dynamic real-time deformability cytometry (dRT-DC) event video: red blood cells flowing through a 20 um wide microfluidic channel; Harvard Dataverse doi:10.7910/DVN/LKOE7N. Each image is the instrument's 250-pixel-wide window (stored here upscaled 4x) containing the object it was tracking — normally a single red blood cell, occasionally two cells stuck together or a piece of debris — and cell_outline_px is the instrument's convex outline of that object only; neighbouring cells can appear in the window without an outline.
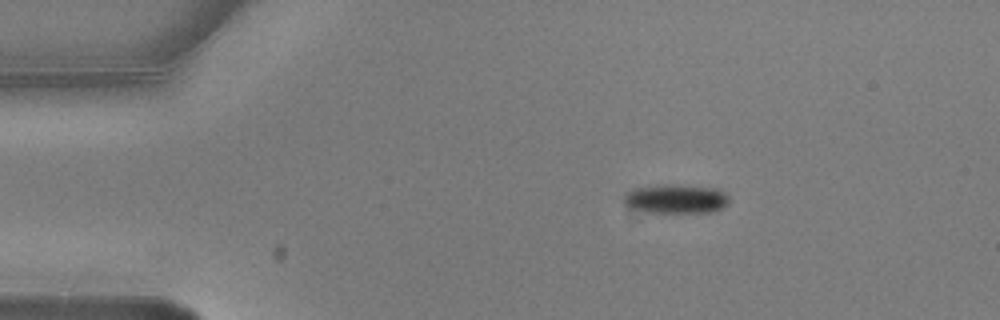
{"species": "common noctule bat (a hibernating species)", "species_latin": "Nyctalus noctula", "temperature_condition": "warm", "stored_images_in_passage": 4, "camera_frame_rate_fps": 3000, "um_per_image_px": 0.085, "animal": {"sex": "male", "body_mass_g": 20.5, "forearm_length_mm": 52.5}, "frame": {"image": 1, "passage_image": 2, "time_ms": 0.333, "image_size_px": [1000, 320], "cell_outline_px": [[728, 204], [724, 208], [716, 212], [648, 212], [624, 204], [624, 196], [628, 192], [636, 188], [668, 184], [720, 188], [728, 196]], "centroid_in_image_um": [57.54, 16.9], "position_along_channel_um": 27.5, "area_um2": 17.74}}